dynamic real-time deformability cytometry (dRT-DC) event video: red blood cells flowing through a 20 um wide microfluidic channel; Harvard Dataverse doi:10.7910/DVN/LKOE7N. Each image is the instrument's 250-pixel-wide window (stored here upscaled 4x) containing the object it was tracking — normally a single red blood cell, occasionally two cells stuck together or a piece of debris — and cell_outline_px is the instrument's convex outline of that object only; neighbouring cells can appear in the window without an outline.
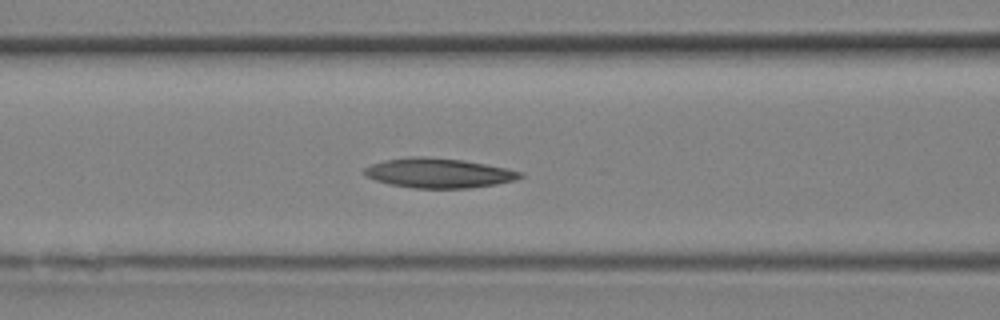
{"species": "Egyptian fruit bat (a non-hibernating species)", "species_latin": "Rousettus aegyptiacus", "temperature_condition": "room temperature", "stored_images_in_passage": 16, "camera_frame_rate_fps": 3000, "um_per_image_px": 0.085, "animal": {"sex": "female"}, "frame": {"image": 1, "passage_image": 10, "time_ms": 3.0, "image_size_px": [1000, 320], "cell_outline_px": [[524, 176], [512, 180], [496, 184], [468, 188], [412, 188], [388, 184], [376, 180], [368, 176], [364, 172], [364, 168], [372, 164], [388, 160], [412, 156], [424, 156], [464, 160], [508, 168], [524, 172]], "centroid_in_image_um": [37.32, 14.71], "position_along_channel_um": 129.3, "area_um2": 26.82}}
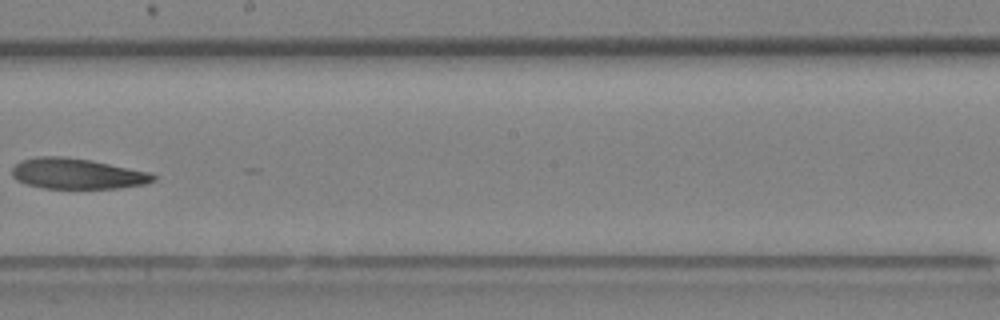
{"frame": {"image": 2, "passage_image": 14, "time_ms": 4.333, "image_size_px": [1000, 320], "cell_outline_px": [[156, 180], [148, 184], [120, 188], [44, 188], [28, 184], [16, 180], [12, 176], [12, 168], [20, 160], [36, 156], [64, 156], [92, 160], [152, 172], [156, 176]], "centroid_in_image_um": [6.6, 14.75], "position_along_channel_um": 241.6, "area_um2": 25.55}}
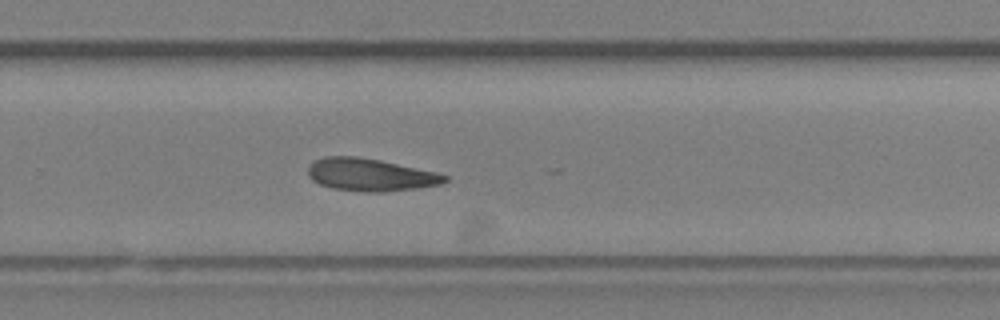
{"frame": {"image": 3, "passage_image": 16, "time_ms": 5.0, "image_size_px": [1000, 320], "cell_outline_px": [[448, 180], [440, 184], [416, 188], [380, 192], [364, 192], [332, 188], [320, 184], [312, 180], [308, 176], [308, 168], [316, 160], [324, 156], [356, 156], [380, 160], [436, 172], [448, 176]], "centroid_in_image_um": [31.46, 14.85], "position_along_channel_um": 298.3, "area_um2": 25.78}}